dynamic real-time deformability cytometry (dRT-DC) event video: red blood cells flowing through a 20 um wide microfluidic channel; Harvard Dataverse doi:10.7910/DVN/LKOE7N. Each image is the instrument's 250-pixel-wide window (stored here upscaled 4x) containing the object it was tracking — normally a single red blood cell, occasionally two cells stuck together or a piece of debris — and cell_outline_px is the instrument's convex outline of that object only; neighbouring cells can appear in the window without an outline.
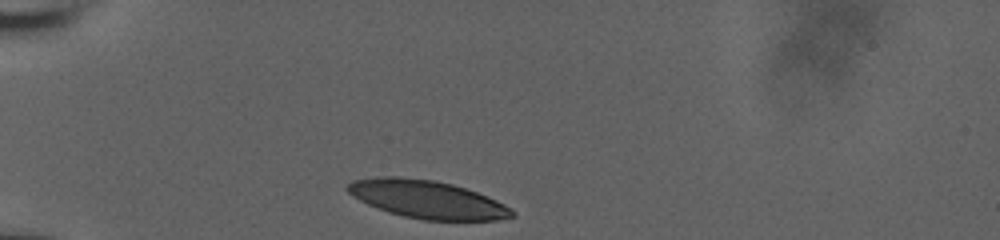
{"species": "human", "species_latin": "Homo sapiens", "temperature_condition": "room temperature", "stored_images_in_passage": 31, "camera_frame_rate_fps": 3000, "um_per_image_px": 0.085, "donor": {"sex": "male"}, "frame": {"image": 1, "passage_image": 1, "time_ms": 0.0, "image_size_px": [1000, 240], "cell_outline_px": [[516, 216], [500, 220], [424, 220], [404, 216], [388, 212], [376, 208], [352, 196], [344, 188], [352, 180], [384, 176], [396, 176], [432, 180], [452, 184], [476, 192], [496, 200], [512, 208], [516, 212]], "centroid_in_image_um": [36.31, 16.95], "position_along_channel_um": 48.7, "area_um2": 36.36}}
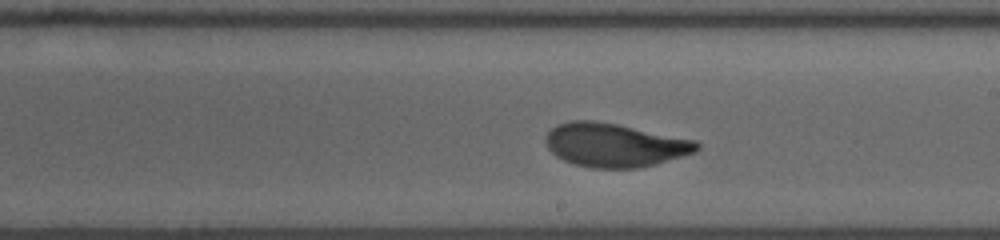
{"frame": {"image": 2, "passage_image": 18, "time_ms": 5.667, "image_size_px": [1000, 240], "cell_outline_px": [[700, 148], [696, 152], [656, 164], [640, 168], [592, 168], [576, 164], [564, 160], [556, 156], [548, 148], [544, 140], [544, 136], [552, 128], [560, 124], [572, 120], [592, 120], [616, 124], [696, 140], [700, 144]], "centroid_in_image_um": [52.25, 12.33], "position_along_channel_um": 236.7, "area_um2": 38.38}}
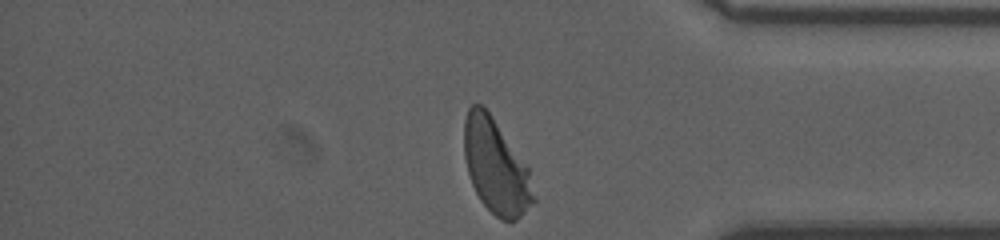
{"frame": {"image": 3, "passage_image": 31, "time_ms": 10.0, "image_size_px": [1000, 240], "cell_outline_px": [[536, 200], [516, 220], [500, 220], [480, 200], [472, 184], [468, 172], [464, 156], [464, 120], [468, 108], [472, 104], [480, 104], [488, 112], [528, 168], [536, 196]], "centroid_in_image_um": [42.14, 14.18], "position_along_channel_um": 393.1, "area_um2": 37.51}, "authors_computed_cell_mechanics": {"area_um2": 38.3792, "velocity_mm_per_s": 3.9079, "shape_relaxation_time_tau1_ms": 3.4393, "shape_relaxation_time_tau2_ms": null, "deformation_change_tau1": 0.167, "deformation_change_tau2": null}}